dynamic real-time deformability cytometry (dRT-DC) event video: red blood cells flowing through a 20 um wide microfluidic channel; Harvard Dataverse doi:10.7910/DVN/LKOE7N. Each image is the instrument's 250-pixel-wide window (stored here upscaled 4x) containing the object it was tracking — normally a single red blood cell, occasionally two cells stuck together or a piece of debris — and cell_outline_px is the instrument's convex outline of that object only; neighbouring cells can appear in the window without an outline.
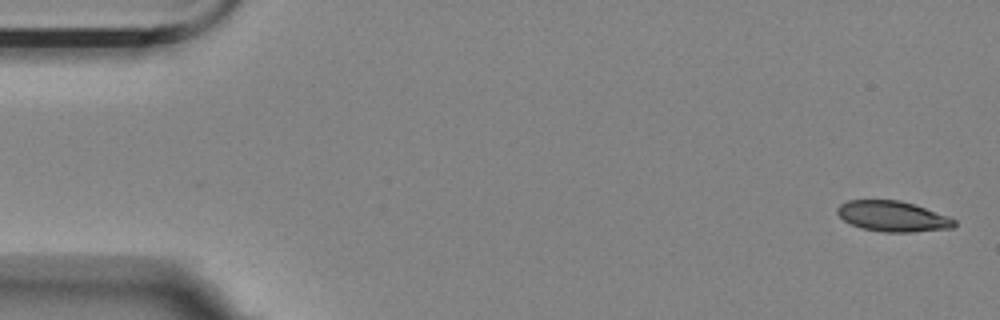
{"species": "Egyptian fruit bat (a non-hibernating species)", "species_latin": "Rousettus aegyptiacus", "temperature_condition": "room temperature", "stored_images_in_passage": 2, "camera_frame_rate_fps": 3000, "um_per_image_px": 0.085, "animal": {"sex": "female"}, "frame": {"image": 1, "passage_image": 2, "time_ms": 0.333, "image_size_px": [1000, 320], "cell_outline_px": [[956, 224], [952, 228], [912, 232], [884, 232], [860, 228], [844, 220], [836, 212], [836, 208], [840, 204], [848, 200], [900, 200], [948, 216], [956, 220]], "centroid_in_image_um": [75.86, 18.39], "position_along_channel_um": 9.1, "area_um2": 20.69}}